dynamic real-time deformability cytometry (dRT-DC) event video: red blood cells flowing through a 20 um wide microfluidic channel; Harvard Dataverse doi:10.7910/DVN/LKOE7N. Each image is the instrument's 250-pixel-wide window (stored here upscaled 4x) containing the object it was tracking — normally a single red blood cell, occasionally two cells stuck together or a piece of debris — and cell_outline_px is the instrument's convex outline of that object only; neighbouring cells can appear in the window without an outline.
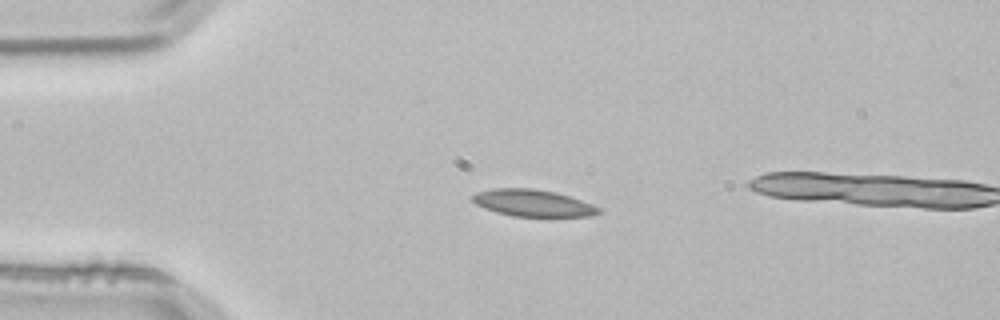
{"species": "common noctule bat (a hibernating species)", "species_latin": "Nyctalus noctula", "temperature_condition": "room temperature", "stored_images_in_passage": 2, "camera_frame_rate_fps": 3000, "um_per_image_px": 0.085, "animal": {"sex": "male", "body_mass_g": 21.5, "forearm_length_mm": 52.0}, "frame": {"image": 1, "passage_image": 1, "time_ms": 0.0, "image_size_px": [1000, 320], "cell_outline_px": [[604, 212], [588, 216], [548, 220], [512, 216], [496, 212], [484, 208], [476, 204], [472, 200], [472, 196], [476, 192], [492, 188], [532, 188], [556, 192], [592, 204], [600, 208]], "centroid_in_image_um": [45.36, 17.31], "position_along_channel_um": 39.6, "area_um2": 20.81}}